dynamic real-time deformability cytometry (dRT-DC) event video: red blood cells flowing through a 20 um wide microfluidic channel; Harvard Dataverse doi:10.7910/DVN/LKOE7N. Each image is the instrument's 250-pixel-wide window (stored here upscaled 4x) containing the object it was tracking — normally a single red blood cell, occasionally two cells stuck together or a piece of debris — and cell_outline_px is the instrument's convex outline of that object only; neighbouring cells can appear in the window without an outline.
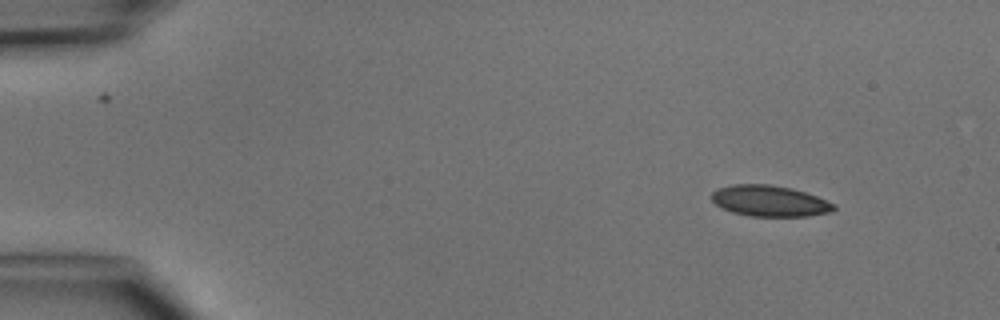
{"species": "common noctule bat (a hibernating species)", "species_latin": "Nyctalus noctula", "temperature_condition": "cold", "stored_images_in_passage": 4, "camera_frame_rate_fps": 3000, "um_per_image_px": 0.085, "animal": {"sex": "male", "body_mass_g": 15.6}, "frame": {"image": 1, "passage_image": 1, "time_ms": 0.0, "image_size_px": [1000, 320], "cell_outline_px": [[836, 208], [832, 212], [808, 216], [752, 216], [732, 212], [716, 204], [712, 200], [712, 192], [716, 188], [732, 184], [768, 184], [792, 188], [816, 196], [836, 204]], "centroid_in_image_um": [65.43, 17.07], "position_along_channel_um": 19.6, "area_um2": 22.08}}
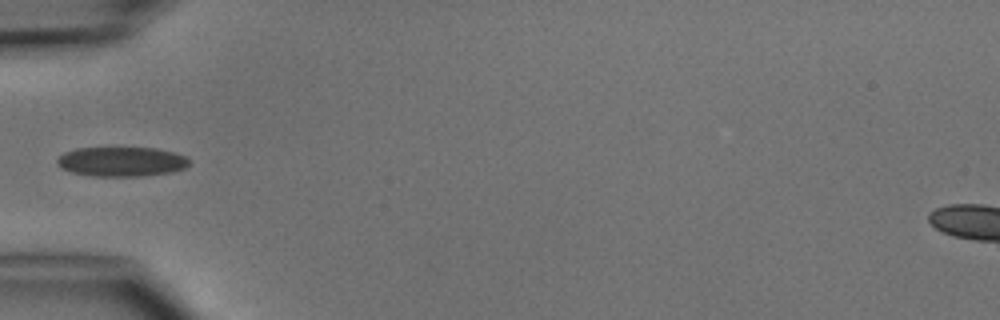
{"frame": {"image": 2, "passage_image": 4, "time_ms": 3.667, "image_size_px": [1000, 320], "cell_outline_px": [[188, 164], [184, 168], [172, 172], [140, 176], [92, 176], [72, 172], [60, 168], [56, 164], [56, 160], [64, 152], [76, 148], [156, 148], [172, 152], [184, 156], [188, 160]], "centroid_in_image_um": [10.27, 13.74], "position_along_channel_um": 74.7, "area_um2": 22.66}}